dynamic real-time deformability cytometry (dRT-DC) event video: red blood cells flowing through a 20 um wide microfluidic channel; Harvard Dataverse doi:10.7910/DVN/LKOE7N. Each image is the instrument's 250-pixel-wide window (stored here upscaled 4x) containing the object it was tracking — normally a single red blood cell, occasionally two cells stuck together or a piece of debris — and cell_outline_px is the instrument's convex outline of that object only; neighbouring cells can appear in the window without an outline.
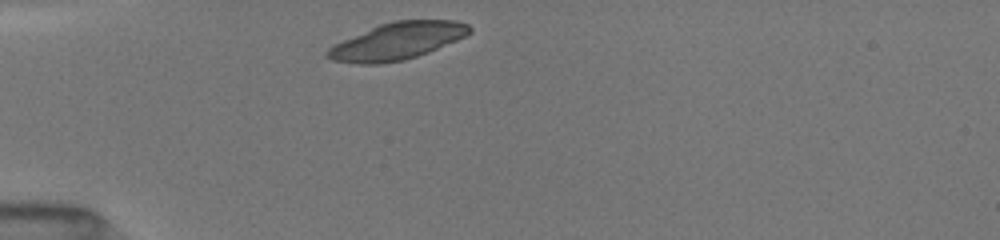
{"species": "common noctule bat (a hibernating species)", "species_latin": "Nyctalus noctula", "temperature_condition": "room temperature", "stored_images_in_passage": 3, "camera_frame_rate_fps": 3000, "um_per_image_px": 0.085, "animal": {"sex": "female", "body_mass_g": 19.5, "forearm_length_mm": 54.1}, "frame": {"image": 1, "passage_image": 1, "time_ms": 0.0, "image_size_px": [1000, 240], "cell_outline_px": [[472, 32], [456, 40], [428, 52], [404, 60], [380, 64], [360, 64], [332, 60], [324, 56], [324, 52], [328, 48], [344, 40], [380, 24], [392, 20], [456, 20], [468, 24], [472, 28]], "centroid_in_image_um": [33.77, 3.49], "position_along_channel_um": 51.2, "area_um2": 30.4}}